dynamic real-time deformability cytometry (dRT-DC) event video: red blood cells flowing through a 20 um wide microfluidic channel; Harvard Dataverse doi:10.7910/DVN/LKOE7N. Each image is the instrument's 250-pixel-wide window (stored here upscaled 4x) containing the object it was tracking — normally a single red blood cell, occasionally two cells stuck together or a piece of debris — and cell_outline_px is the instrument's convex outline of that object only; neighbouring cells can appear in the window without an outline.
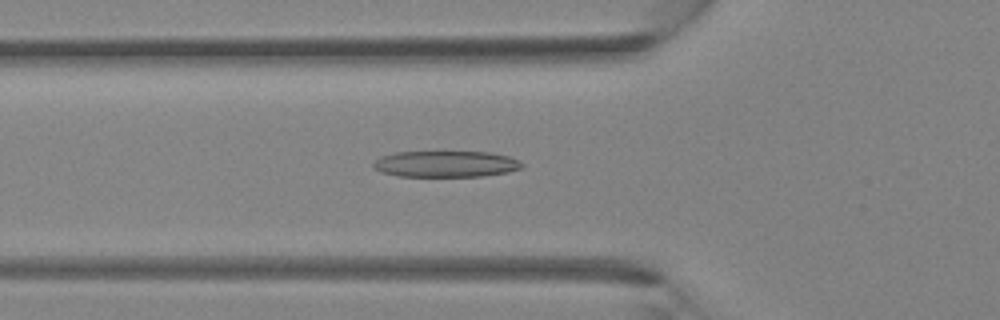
{"species": "Egyptian fruit bat (a non-hibernating species)", "species_latin": "Rousettus aegyptiacus", "temperature_condition": "room temperature", "stored_images_in_passage": 39, "camera_frame_rate_fps": 3000, "um_per_image_px": 0.085, "animal": {"sex": "female"}, "frame": {"image": 1, "passage_image": 14, "time_ms": 4.333, "image_size_px": [1000, 320], "cell_outline_px": [[524, 168], [508, 172], [484, 176], [396, 176], [380, 172], [372, 164], [380, 156], [396, 152], [440, 148], [492, 152], [508, 156], [520, 160], [524, 164]], "centroid_in_image_um": [37.92, 13.87], "position_along_channel_um": 87.9, "area_um2": 24.28}}
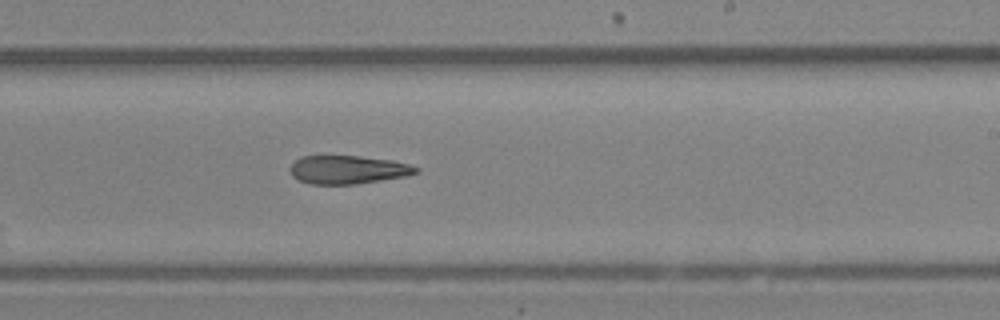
{"frame": {"image": 2, "passage_image": 24, "time_ms": 7.667, "image_size_px": [1000, 320], "cell_outline_px": [[420, 172], [408, 176], [356, 184], [312, 184], [296, 180], [292, 176], [288, 168], [300, 156], [360, 156], [392, 160], [408, 164], [420, 168]], "centroid_in_image_um": [29.57, 14.43], "position_along_channel_um": 259.4, "area_um2": 21.04}}
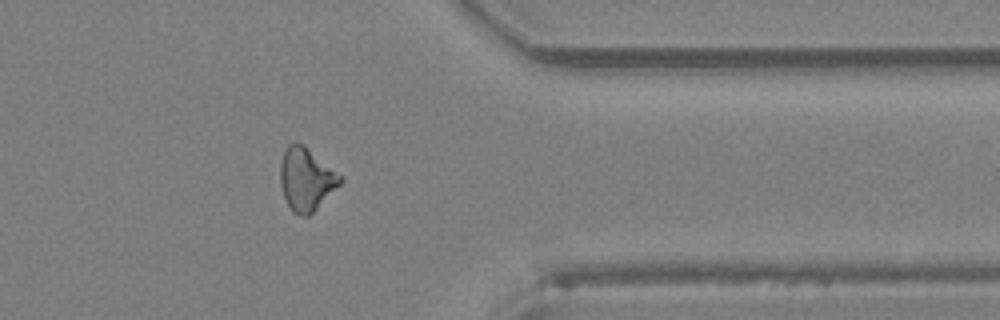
{"frame": {"image": 3, "passage_image": 32, "time_ms": 10.333, "image_size_px": [1000, 320], "cell_outline_px": [[344, 180], [308, 216], [304, 216], [292, 212], [284, 196], [280, 184], [280, 164], [284, 152], [288, 144], [296, 140], [304, 144], [344, 176]], "centroid_in_image_um": [26.04, 15.18], "position_along_channel_um": 385.4, "area_um2": 22.08}}